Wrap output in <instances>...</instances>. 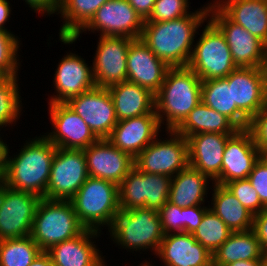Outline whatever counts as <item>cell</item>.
Returning <instances> with one entry per match:
<instances>
[{
    "instance_id": "obj_55",
    "label": "cell",
    "mask_w": 267,
    "mask_h": 266,
    "mask_svg": "<svg viewBox=\"0 0 267 266\" xmlns=\"http://www.w3.org/2000/svg\"><path fill=\"white\" fill-rule=\"evenodd\" d=\"M144 261H142V263H140L138 266H154L152 263L150 264V260L149 262L146 259Z\"/></svg>"
},
{
    "instance_id": "obj_28",
    "label": "cell",
    "mask_w": 267,
    "mask_h": 266,
    "mask_svg": "<svg viewBox=\"0 0 267 266\" xmlns=\"http://www.w3.org/2000/svg\"><path fill=\"white\" fill-rule=\"evenodd\" d=\"M209 182L214 183L209 177L188 165L172 177L168 202L180 208L204 205L212 188L209 187Z\"/></svg>"
},
{
    "instance_id": "obj_27",
    "label": "cell",
    "mask_w": 267,
    "mask_h": 266,
    "mask_svg": "<svg viewBox=\"0 0 267 266\" xmlns=\"http://www.w3.org/2000/svg\"><path fill=\"white\" fill-rule=\"evenodd\" d=\"M118 121L155 111V94L138 84L124 81L108 87Z\"/></svg>"
},
{
    "instance_id": "obj_46",
    "label": "cell",
    "mask_w": 267,
    "mask_h": 266,
    "mask_svg": "<svg viewBox=\"0 0 267 266\" xmlns=\"http://www.w3.org/2000/svg\"><path fill=\"white\" fill-rule=\"evenodd\" d=\"M127 1L145 21L151 15L156 0H127Z\"/></svg>"
},
{
    "instance_id": "obj_17",
    "label": "cell",
    "mask_w": 267,
    "mask_h": 266,
    "mask_svg": "<svg viewBox=\"0 0 267 266\" xmlns=\"http://www.w3.org/2000/svg\"><path fill=\"white\" fill-rule=\"evenodd\" d=\"M89 177L99 178L119 185L135 166L134 158L116 148L107 139H98L83 149Z\"/></svg>"
},
{
    "instance_id": "obj_48",
    "label": "cell",
    "mask_w": 267,
    "mask_h": 266,
    "mask_svg": "<svg viewBox=\"0 0 267 266\" xmlns=\"http://www.w3.org/2000/svg\"><path fill=\"white\" fill-rule=\"evenodd\" d=\"M29 266H54L50 255L42 251Z\"/></svg>"
},
{
    "instance_id": "obj_25",
    "label": "cell",
    "mask_w": 267,
    "mask_h": 266,
    "mask_svg": "<svg viewBox=\"0 0 267 266\" xmlns=\"http://www.w3.org/2000/svg\"><path fill=\"white\" fill-rule=\"evenodd\" d=\"M156 256L164 266H212V254L185 232L165 235Z\"/></svg>"
},
{
    "instance_id": "obj_20",
    "label": "cell",
    "mask_w": 267,
    "mask_h": 266,
    "mask_svg": "<svg viewBox=\"0 0 267 266\" xmlns=\"http://www.w3.org/2000/svg\"><path fill=\"white\" fill-rule=\"evenodd\" d=\"M260 155L251 132L238 129L228 140L224 148L221 175L214 182L226 185L234 180L247 179Z\"/></svg>"
},
{
    "instance_id": "obj_34",
    "label": "cell",
    "mask_w": 267,
    "mask_h": 266,
    "mask_svg": "<svg viewBox=\"0 0 267 266\" xmlns=\"http://www.w3.org/2000/svg\"><path fill=\"white\" fill-rule=\"evenodd\" d=\"M41 252L30 235L0 240V266H29Z\"/></svg>"
},
{
    "instance_id": "obj_29",
    "label": "cell",
    "mask_w": 267,
    "mask_h": 266,
    "mask_svg": "<svg viewBox=\"0 0 267 266\" xmlns=\"http://www.w3.org/2000/svg\"><path fill=\"white\" fill-rule=\"evenodd\" d=\"M212 200L209 209L213 211L232 232H244L253 228L254 214L224 185L212 184Z\"/></svg>"
},
{
    "instance_id": "obj_13",
    "label": "cell",
    "mask_w": 267,
    "mask_h": 266,
    "mask_svg": "<svg viewBox=\"0 0 267 266\" xmlns=\"http://www.w3.org/2000/svg\"><path fill=\"white\" fill-rule=\"evenodd\" d=\"M40 197L4 185L0 189V240L23 238L32 231Z\"/></svg>"
},
{
    "instance_id": "obj_54",
    "label": "cell",
    "mask_w": 267,
    "mask_h": 266,
    "mask_svg": "<svg viewBox=\"0 0 267 266\" xmlns=\"http://www.w3.org/2000/svg\"><path fill=\"white\" fill-rule=\"evenodd\" d=\"M260 266H267V254H265L262 258H261V265Z\"/></svg>"
},
{
    "instance_id": "obj_40",
    "label": "cell",
    "mask_w": 267,
    "mask_h": 266,
    "mask_svg": "<svg viewBox=\"0 0 267 266\" xmlns=\"http://www.w3.org/2000/svg\"><path fill=\"white\" fill-rule=\"evenodd\" d=\"M158 212L165 235L185 232V208L167 201Z\"/></svg>"
},
{
    "instance_id": "obj_16",
    "label": "cell",
    "mask_w": 267,
    "mask_h": 266,
    "mask_svg": "<svg viewBox=\"0 0 267 266\" xmlns=\"http://www.w3.org/2000/svg\"><path fill=\"white\" fill-rule=\"evenodd\" d=\"M48 105L52 130L44 136L56 147L83 150L98 140L85 121L66 103Z\"/></svg>"
},
{
    "instance_id": "obj_35",
    "label": "cell",
    "mask_w": 267,
    "mask_h": 266,
    "mask_svg": "<svg viewBox=\"0 0 267 266\" xmlns=\"http://www.w3.org/2000/svg\"><path fill=\"white\" fill-rule=\"evenodd\" d=\"M232 231L210 209H208L200 225L192 234L196 241L213 254L230 236Z\"/></svg>"
},
{
    "instance_id": "obj_14",
    "label": "cell",
    "mask_w": 267,
    "mask_h": 266,
    "mask_svg": "<svg viewBox=\"0 0 267 266\" xmlns=\"http://www.w3.org/2000/svg\"><path fill=\"white\" fill-rule=\"evenodd\" d=\"M133 39L128 37L99 36L92 62L97 87L108 88L127 81V55Z\"/></svg>"
},
{
    "instance_id": "obj_47",
    "label": "cell",
    "mask_w": 267,
    "mask_h": 266,
    "mask_svg": "<svg viewBox=\"0 0 267 266\" xmlns=\"http://www.w3.org/2000/svg\"><path fill=\"white\" fill-rule=\"evenodd\" d=\"M10 1L8 0H0V30L3 31H10L7 28H5L6 22H9V18L12 12V6H10Z\"/></svg>"
},
{
    "instance_id": "obj_33",
    "label": "cell",
    "mask_w": 267,
    "mask_h": 266,
    "mask_svg": "<svg viewBox=\"0 0 267 266\" xmlns=\"http://www.w3.org/2000/svg\"><path fill=\"white\" fill-rule=\"evenodd\" d=\"M108 0H59L57 15L64 20L59 37H75Z\"/></svg>"
},
{
    "instance_id": "obj_26",
    "label": "cell",
    "mask_w": 267,
    "mask_h": 266,
    "mask_svg": "<svg viewBox=\"0 0 267 266\" xmlns=\"http://www.w3.org/2000/svg\"><path fill=\"white\" fill-rule=\"evenodd\" d=\"M234 23L267 46V0H212Z\"/></svg>"
},
{
    "instance_id": "obj_56",
    "label": "cell",
    "mask_w": 267,
    "mask_h": 266,
    "mask_svg": "<svg viewBox=\"0 0 267 266\" xmlns=\"http://www.w3.org/2000/svg\"><path fill=\"white\" fill-rule=\"evenodd\" d=\"M264 71H265V78H266V88H267V60L265 61V64H264Z\"/></svg>"
},
{
    "instance_id": "obj_19",
    "label": "cell",
    "mask_w": 267,
    "mask_h": 266,
    "mask_svg": "<svg viewBox=\"0 0 267 266\" xmlns=\"http://www.w3.org/2000/svg\"><path fill=\"white\" fill-rule=\"evenodd\" d=\"M225 78L232 85V106L250 120L267 100L264 68L237 67Z\"/></svg>"
},
{
    "instance_id": "obj_7",
    "label": "cell",
    "mask_w": 267,
    "mask_h": 266,
    "mask_svg": "<svg viewBox=\"0 0 267 266\" xmlns=\"http://www.w3.org/2000/svg\"><path fill=\"white\" fill-rule=\"evenodd\" d=\"M188 63L202 81L225 78L237 66L221 31L208 19Z\"/></svg>"
},
{
    "instance_id": "obj_9",
    "label": "cell",
    "mask_w": 267,
    "mask_h": 266,
    "mask_svg": "<svg viewBox=\"0 0 267 266\" xmlns=\"http://www.w3.org/2000/svg\"><path fill=\"white\" fill-rule=\"evenodd\" d=\"M172 177L141 172L133 167L118 185L120 210L159 211L168 201Z\"/></svg>"
},
{
    "instance_id": "obj_22",
    "label": "cell",
    "mask_w": 267,
    "mask_h": 266,
    "mask_svg": "<svg viewBox=\"0 0 267 266\" xmlns=\"http://www.w3.org/2000/svg\"><path fill=\"white\" fill-rule=\"evenodd\" d=\"M169 68L141 39H135L130 43L127 55V81L156 94Z\"/></svg>"
},
{
    "instance_id": "obj_43",
    "label": "cell",
    "mask_w": 267,
    "mask_h": 266,
    "mask_svg": "<svg viewBox=\"0 0 267 266\" xmlns=\"http://www.w3.org/2000/svg\"><path fill=\"white\" fill-rule=\"evenodd\" d=\"M207 206L195 205L185 207V233L193 234L196 231L205 212L209 209V205Z\"/></svg>"
},
{
    "instance_id": "obj_52",
    "label": "cell",
    "mask_w": 267,
    "mask_h": 266,
    "mask_svg": "<svg viewBox=\"0 0 267 266\" xmlns=\"http://www.w3.org/2000/svg\"><path fill=\"white\" fill-rule=\"evenodd\" d=\"M0 180H5L4 160H0Z\"/></svg>"
},
{
    "instance_id": "obj_18",
    "label": "cell",
    "mask_w": 267,
    "mask_h": 266,
    "mask_svg": "<svg viewBox=\"0 0 267 266\" xmlns=\"http://www.w3.org/2000/svg\"><path fill=\"white\" fill-rule=\"evenodd\" d=\"M69 52L58 62L53 78L56 95L50 96L48 104L67 103L70 99L96 86L92 65L89 66L78 54Z\"/></svg>"
},
{
    "instance_id": "obj_57",
    "label": "cell",
    "mask_w": 267,
    "mask_h": 266,
    "mask_svg": "<svg viewBox=\"0 0 267 266\" xmlns=\"http://www.w3.org/2000/svg\"><path fill=\"white\" fill-rule=\"evenodd\" d=\"M5 185V180H0V189Z\"/></svg>"
},
{
    "instance_id": "obj_24",
    "label": "cell",
    "mask_w": 267,
    "mask_h": 266,
    "mask_svg": "<svg viewBox=\"0 0 267 266\" xmlns=\"http://www.w3.org/2000/svg\"><path fill=\"white\" fill-rule=\"evenodd\" d=\"M233 134L199 133L187 137L188 164L213 182L221 175L224 148Z\"/></svg>"
},
{
    "instance_id": "obj_3",
    "label": "cell",
    "mask_w": 267,
    "mask_h": 266,
    "mask_svg": "<svg viewBox=\"0 0 267 266\" xmlns=\"http://www.w3.org/2000/svg\"><path fill=\"white\" fill-rule=\"evenodd\" d=\"M201 86L202 80L188 66L167 70L164 82L155 94L156 115L161 127L165 125V131L175 130L202 102Z\"/></svg>"
},
{
    "instance_id": "obj_31",
    "label": "cell",
    "mask_w": 267,
    "mask_h": 266,
    "mask_svg": "<svg viewBox=\"0 0 267 266\" xmlns=\"http://www.w3.org/2000/svg\"><path fill=\"white\" fill-rule=\"evenodd\" d=\"M265 254L255 232H232L212 254V266H225L237 260H261Z\"/></svg>"
},
{
    "instance_id": "obj_1",
    "label": "cell",
    "mask_w": 267,
    "mask_h": 266,
    "mask_svg": "<svg viewBox=\"0 0 267 266\" xmlns=\"http://www.w3.org/2000/svg\"><path fill=\"white\" fill-rule=\"evenodd\" d=\"M205 5L179 19L144 22L141 41L169 67H186L193 52L197 30L208 20L210 2Z\"/></svg>"
},
{
    "instance_id": "obj_32",
    "label": "cell",
    "mask_w": 267,
    "mask_h": 266,
    "mask_svg": "<svg viewBox=\"0 0 267 266\" xmlns=\"http://www.w3.org/2000/svg\"><path fill=\"white\" fill-rule=\"evenodd\" d=\"M201 98L205 105L224 114L239 129L248 128L250 120L237 106H232V85H228L226 78L202 81Z\"/></svg>"
},
{
    "instance_id": "obj_10",
    "label": "cell",
    "mask_w": 267,
    "mask_h": 266,
    "mask_svg": "<svg viewBox=\"0 0 267 266\" xmlns=\"http://www.w3.org/2000/svg\"><path fill=\"white\" fill-rule=\"evenodd\" d=\"M168 139L156 138L135 158V167L141 172L174 177L188 164L187 138L174 130L166 131Z\"/></svg>"
},
{
    "instance_id": "obj_8",
    "label": "cell",
    "mask_w": 267,
    "mask_h": 266,
    "mask_svg": "<svg viewBox=\"0 0 267 266\" xmlns=\"http://www.w3.org/2000/svg\"><path fill=\"white\" fill-rule=\"evenodd\" d=\"M144 20L127 0H108L95 13L89 23L75 37H59L63 44H73L82 32H99V36L140 39Z\"/></svg>"
},
{
    "instance_id": "obj_38",
    "label": "cell",
    "mask_w": 267,
    "mask_h": 266,
    "mask_svg": "<svg viewBox=\"0 0 267 266\" xmlns=\"http://www.w3.org/2000/svg\"><path fill=\"white\" fill-rule=\"evenodd\" d=\"M189 0H156L154 8L145 22H160L179 19L190 14Z\"/></svg>"
},
{
    "instance_id": "obj_30",
    "label": "cell",
    "mask_w": 267,
    "mask_h": 266,
    "mask_svg": "<svg viewBox=\"0 0 267 266\" xmlns=\"http://www.w3.org/2000/svg\"><path fill=\"white\" fill-rule=\"evenodd\" d=\"M238 129L224 114L200 102L174 131L187 138L199 133L234 134Z\"/></svg>"
},
{
    "instance_id": "obj_36",
    "label": "cell",
    "mask_w": 267,
    "mask_h": 266,
    "mask_svg": "<svg viewBox=\"0 0 267 266\" xmlns=\"http://www.w3.org/2000/svg\"><path fill=\"white\" fill-rule=\"evenodd\" d=\"M19 77L9 76L0 84V128L16 122L21 116L23 105L20 96Z\"/></svg>"
},
{
    "instance_id": "obj_6",
    "label": "cell",
    "mask_w": 267,
    "mask_h": 266,
    "mask_svg": "<svg viewBox=\"0 0 267 266\" xmlns=\"http://www.w3.org/2000/svg\"><path fill=\"white\" fill-rule=\"evenodd\" d=\"M86 228L79 222L70 200L41 198L33 219L31 238L42 251L80 235Z\"/></svg>"
},
{
    "instance_id": "obj_51",
    "label": "cell",
    "mask_w": 267,
    "mask_h": 266,
    "mask_svg": "<svg viewBox=\"0 0 267 266\" xmlns=\"http://www.w3.org/2000/svg\"><path fill=\"white\" fill-rule=\"evenodd\" d=\"M258 160L267 168V152L260 153Z\"/></svg>"
},
{
    "instance_id": "obj_21",
    "label": "cell",
    "mask_w": 267,
    "mask_h": 266,
    "mask_svg": "<svg viewBox=\"0 0 267 266\" xmlns=\"http://www.w3.org/2000/svg\"><path fill=\"white\" fill-rule=\"evenodd\" d=\"M161 131L158 116L149 113L118 121L107 140L135 158L157 137L161 138Z\"/></svg>"
},
{
    "instance_id": "obj_45",
    "label": "cell",
    "mask_w": 267,
    "mask_h": 266,
    "mask_svg": "<svg viewBox=\"0 0 267 266\" xmlns=\"http://www.w3.org/2000/svg\"><path fill=\"white\" fill-rule=\"evenodd\" d=\"M26 5H29L31 9L36 13L43 14L42 16H50L57 14L59 10V0H23Z\"/></svg>"
},
{
    "instance_id": "obj_2",
    "label": "cell",
    "mask_w": 267,
    "mask_h": 266,
    "mask_svg": "<svg viewBox=\"0 0 267 266\" xmlns=\"http://www.w3.org/2000/svg\"><path fill=\"white\" fill-rule=\"evenodd\" d=\"M56 148L44 135L26 140L13 157L9 155L8 145L4 160L5 185L46 198Z\"/></svg>"
},
{
    "instance_id": "obj_12",
    "label": "cell",
    "mask_w": 267,
    "mask_h": 266,
    "mask_svg": "<svg viewBox=\"0 0 267 266\" xmlns=\"http://www.w3.org/2000/svg\"><path fill=\"white\" fill-rule=\"evenodd\" d=\"M83 150L56 148L46 199L70 200L88 178Z\"/></svg>"
},
{
    "instance_id": "obj_42",
    "label": "cell",
    "mask_w": 267,
    "mask_h": 266,
    "mask_svg": "<svg viewBox=\"0 0 267 266\" xmlns=\"http://www.w3.org/2000/svg\"><path fill=\"white\" fill-rule=\"evenodd\" d=\"M248 180L257 191L261 203L267 208V168L259 160L254 164Z\"/></svg>"
},
{
    "instance_id": "obj_5",
    "label": "cell",
    "mask_w": 267,
    "mask_h": 266,
    "mask_svg": "<svg viewBox=\"0 0 267 266\" xmlns=\"http://www.w3.org/2000/svg\"><path fill=\"white\" fill-rule=\"evenodd\" d=\"M70 202L79 222L100 232L109 229L120 212L118 185L99 178L88 177Z\"/></svg>"
},
{
    "instance_id": "obj_4",
    "label": "cell",
    "mask_w": 267,
    "mask_h": 266,
    "mask_svg": "<svg viewBox=\"0 0 267 266\" xmlns=\"http://www.w3.org/2000/svg\"><path fill=\"white\" fill-rule=\"evenodd\" d=\"M108 231L110 240L132 254L148 250L156 254L165 237L159 212L147 208L120 210Z\"/></svg>"
},
{
    "instance_id": "obj_37",
    "label": "cell",
    "mask_w": 267,
    "mask_h": 266,
    "mask_svg": "<svg viewBox=\"0 0 267 266\" xmlns=\"http://www.w3.org/2000/svg\"><path fill=\"white\" fill-rule=\"evenodd\" d=\"M20 38L11 31L0 30V68L9 76H18ZM18 57V58H17Z\"/></svg>"
},
{
    "instance_id": "obj_50",
    "label": "cell",
    "mask_w": 267,
    "mask_h": 266,
    "mask_svg": "<svg viewBox=\"0 0 267 266\" xmlns=\"http://www.w3.org/2000/svg\"><path fill=\"white\" fill-rule=\"evenodd\" d=\"M2 129V128H0ZM1 131V130H0ZM1 135V134H0ZM3 137L0 136V160H5L6 157V150H7V144L6 142L2 139ZM5 142V143H4Z\"/></svg>"
},
{
    "instance_id": "obj_15",
    "label": "cell",
    "mask_w": 267,
    "mask_h": 266,
    "mask_svg": "<svg viewBox=\"0 0 267 266\" xmlns=\"http://www.w3.org/2000/svg\"><path fill=\"white\" fill-rule=\"evenodd\" d=\"M66 104L85 121L98 139H107L118 122L108 88L95 86Z\"/></svg>"
},
{
    "instance_id": "obj_11",
    "label": "cell",
    "mask_w": 267,
    "mask_h": 266,
    "mask_svg": "<svg viewBox=\"0 0 267 266\" xmlns=\"http://www.w3.org/2000/svg\"><path fill=\"white\" fill-rule=\"evenodd\" d=\"M208 19L224 35L237 67H264L267 46L261 40L231 21L212 1Z\"/></svg>"
},
{
    "instance_id": "obj_44",
    "label": "cell",
    "mask_w": 267,
    "mask_h": 266,
    "mask_svg": "<svg viewBox=\"0 0 267 266\" xmlns=\"http://www.w3.org/2000/svg\"><path fill=\"white\" fill-rule=\"evenodd\" d=\"M262 251L267 254V208L254 215L253 228Z\"/></svg>"
},
{
    "instance_id": "obj_53",
    "label": "cell",
    "mask_w": 267,
    "mask_h": 266,
    "mask_svg": "<svg viewBox=\"0 0 267 266\" xmlns=\"http://www.w3.org/2000/svg\"><path fill=\"white\" fill-rule=\"evenodd\" d=\"M8 77L9 75L0 68V84H2Z\"/></svg>"
},
{
    "instance_id": "obj_39",
    "label": "cell",
    "mask_w": 267,
    "mask_h": 266,
    "mask_svg": "<svg viewBox=\"0 0 267 266\" xmlns=\"http://www.w3.org/2000/svg\"><path fill=\"white\" fill-rule=\"evenodd\" d=\"M225 186L254 215L266 209L248 178L231 181Z\"/></svg>"
},
{
    "instance_id": "obj_23",
    "label": "cell",
    "mask_w": 267,
    "mask_h": 266,
    "mask_svg": "<svg viewBox=\"0 0 267 266\" xmlns=\"http://www.w3.org/2000/svg\"><path fill=\"white\" fill-rule=\"evenodd\" d=\"M100 234V231L85 229L75 238L56 244L46 252L54 266H106L105 255L97 249L94 240Z\"/></svg>"
},
{
    "instance_id": "obj_41",
    "label": "cell",
    "mask_w": 267,
    "mask_h": 266,
    "mask_svg": "<svg viewBox=\"0 0 267 266\" xmlns=\"http://www.w3.org/2000/svg\"><path fill=\"white\" fill-rule=\"evenodd\" d=\"M247 129L260 153L267 152V100L262 109L250 119Z\"/></svg>"
},
{
    "instance_id": "obj_49",
    "label": "cell",
    "mask_w": 267,
    "mask_h": 266,
    "mask_svg": "<svg viewBox=\"0 0 267 266\" xmlns=\"http://www.w3.org/2000/svg\"><path fill=\"white\" fill-rule=\"evenodd\" d=\"M261 260H237L225 266H260Z\"/></svg>"
}]
</instances>
